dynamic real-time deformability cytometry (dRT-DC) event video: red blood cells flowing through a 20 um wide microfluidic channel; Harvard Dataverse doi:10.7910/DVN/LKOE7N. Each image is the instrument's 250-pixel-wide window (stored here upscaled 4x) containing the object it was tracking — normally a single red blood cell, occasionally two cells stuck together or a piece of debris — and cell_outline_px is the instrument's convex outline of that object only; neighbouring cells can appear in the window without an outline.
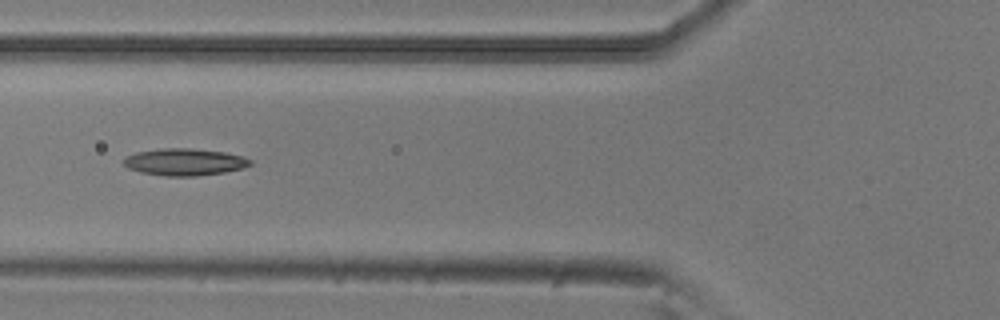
{"species": "common noctule bat (a hibernating species)", "species_latin": "Nyctalus noctula", "temperature_condition": "room temperature", "stored_images_in_passage": 8, "camera_frame_rate_fps": 3000, "um_per_image_px": 0.085, "animal": {"sex": "male", "body_mass_g": 20.5, "forearm_length_mm": 52.5}, "frame": {"image": 1, "passage_image": 5, "time_ms": 1.333, "image_size_px": [1000, 320], "cell_outline_px": [[252, 164], [244, 168], [224, 172], [196, 176], [164, 176], [140, 172], [128, 168], [124, 164], [124, 156], [136, 152], [160, 148], [192, 148], [224, 152], [244, 156], [252, 160]], "centroid_in_image_um": [15.69, 13.76], "position_along_channel_um": 110.1, "area_um2": 20.11}}
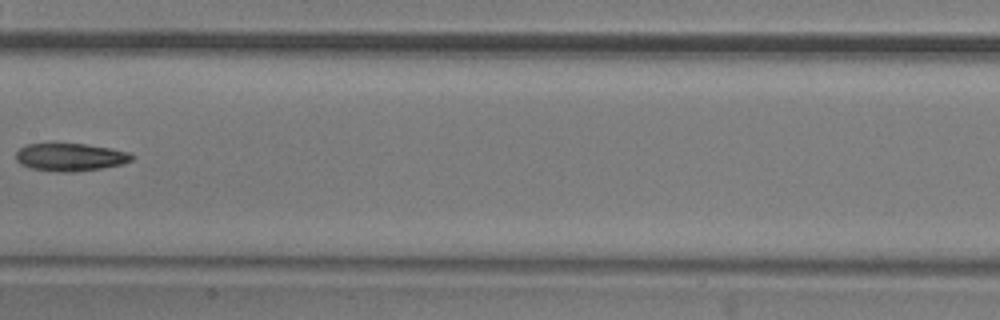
{"frame": {"image": 2, "passage_image": 7, "time_ms": 2.0, "image_size_px": [1000, 320], "cell_outline_px": [[132, 160], [124, 164], [100, 168], [72, 172], [56, 172], [32, 168], [20, 164], [16, 160], [16, 152], [20, 148], [28, 144], [52, 140], [56, 140], [112, 148], [132, 152]], "centroid_in_image_um": [5.94, 13.3], "position_along_channel_um": 201.5, "area_um2": 19.59}}
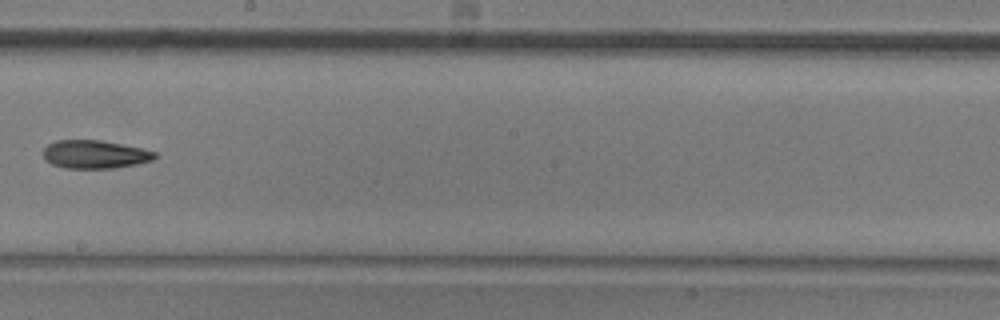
{"frame": {"image": 3, "passage_image": 8, "time_ms": 2.333, "image_size_px": [1000, 320], "cell_outline_px": [[156, 156], [152, 160], [136, 164], [116, 168], [64, 168], [52, 164], [44, 160], [44, 148], [48, 144], [56, 140], [100, 140], [140, 148], [156, 152]], "centroid_in_image_um": [8.03, 13.12], "position_along_channel_um": 240.2, "area_um2": 18.26}}